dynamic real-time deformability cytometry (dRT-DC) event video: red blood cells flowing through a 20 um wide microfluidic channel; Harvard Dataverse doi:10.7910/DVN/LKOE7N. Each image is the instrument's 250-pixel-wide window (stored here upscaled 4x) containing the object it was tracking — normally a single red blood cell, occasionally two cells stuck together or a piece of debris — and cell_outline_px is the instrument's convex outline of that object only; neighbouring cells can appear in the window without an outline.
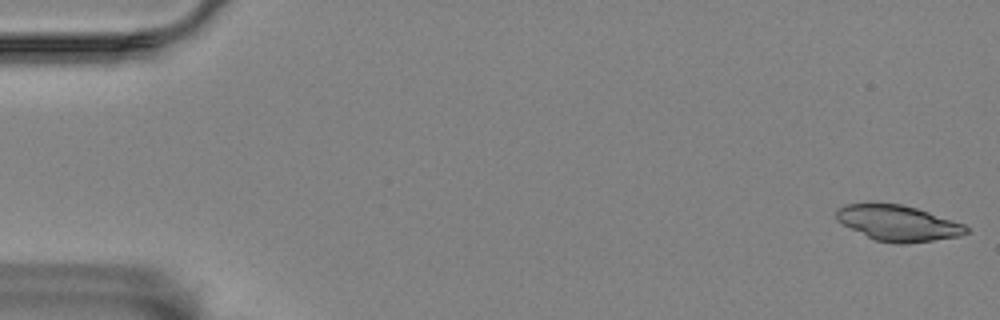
{"species": "Egyptian fruit bat (a non-hibernating species)", "species_latin": "Rousettus aegyptiacus", "temperature_condition": "room temperature", "stored_images_in_passage": 12, "camera_frame_rate_fps": 3000, "um_per_image_px": 0.085, "animal": {"sex": "female"}, "frame": {"image": 1, "passage_image": 1, "time_ms": 0.0, "image_size_px": [1000, 320], "cell_outline_px": [[968, 232], [960, 236], [908, 244], [896, 244], [876, 240], [836, 220], [836, 212], [840, 208], [848, 204], [900, 204], [916, 208], [964, 224], [968, 228]], "centroid_in_image_um": [76.38, 18.98], "position_along_channel_um": 8.6, "area_um2": 26.41}}